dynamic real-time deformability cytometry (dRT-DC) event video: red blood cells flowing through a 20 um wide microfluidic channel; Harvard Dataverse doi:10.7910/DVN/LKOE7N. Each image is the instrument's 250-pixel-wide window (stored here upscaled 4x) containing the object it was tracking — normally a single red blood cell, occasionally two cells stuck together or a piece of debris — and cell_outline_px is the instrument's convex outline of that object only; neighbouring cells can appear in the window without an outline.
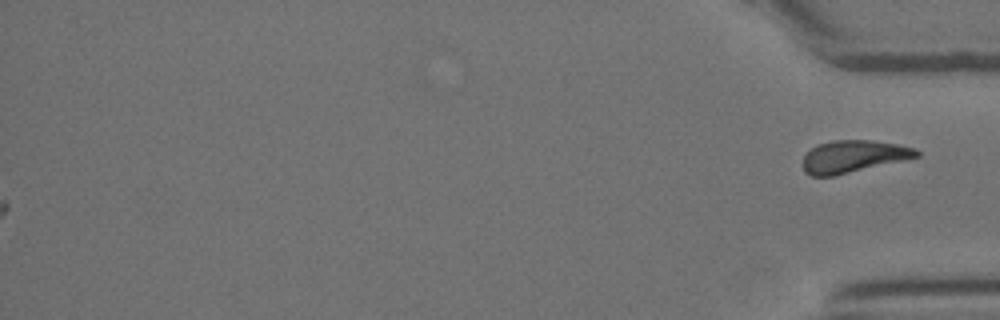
{"species": "Egyptian fruit bat (a non-hibernating species)", "species_latin": "Rousettus aegyptiacus", "temperature_condition": "room temperature", "stored_images_in_passage": 50, "segment_of_instrument_passage": [2, 2], "camera_frame_rate_fps": 3000, "um_per_image_px": 0.085, "animal": {"sex": "female"}, "frame": {"image": 1, "passage_image": 50, "time_ms": 16.333, "image_size_px": [1000, 320], "cell_outline_px": [[920, 156], [832, 176], [812, 176], [804, 172], [804, 156], [812, 148], [820, 144], [832, 140], [872, 140], [896, 144], [916, 148], [920, 152]], "centroid_in_image_um": [72.54, 13.29], "position_along_channel_um": 362.7, "area_um2": 20.98}}